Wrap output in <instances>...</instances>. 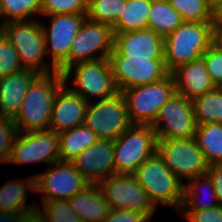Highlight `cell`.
<instances>
[{"label":"cell","instance_id":"1","mask_svg":"<svg viewBox=\"0 0 222 222\" xmlns=\"http://www.w3.org/2000/svg\"><path fill=\"white\" fill-rule=\"evenodd\" d=\"M64 83L63 73L58 71L34 79L13 118L18 132L49 130L55 95Z\"/></svg>","mask_w":222,"mask_h":222},{"label":"cell","instance_id":"2","mask_svg":"<svg viewBox=\"0 0 222 222\" xmlns=\"http://www.w3.org/2000/svg\"><path fill=\"white\" fill-rule=\"evenodd\" d=\"M212 45V22L183 21L164 37V61L171 73L179 66L199 59Z\"/></svg>","mask_w":222,"mask_h":222},{"label":"cell","instance_id":"3","mask_svg":"<svg viewBox=\"0 0 222 222\" xmlns=\"http://www.w3.org/2000/svg\"><path fill=\"white\" fill-rule=\"evenodd\" d=\"M151 202L180 210L184 198V182L166 166L157 152L146 159L133 173Z\"/></svg>","mask_w":222,"mask_h":222},{"label":"cell","instance_id":"4","mask_svg":"<svg viewBox=\"0 0 222 222\" xmlns=\"http://www.w3.org/2000/svg\"><path fill=\"white\" fill-rule=\"evenodd\" d=\"M0 30L16 49L24 69H32L39 74L57 71L51 63L44 62L47 52L39 19L11 21L1 25Z\"/></svg>","mask_w":222,"mask_h":222},{"label":"cell","instance_id":"5","mask_svg":"<svg viewBox=\"0 0 222 222\" xmlns=\"http://www.w3.org/2000/svg\"><path fill=\"white\" fill-rule=\"evenodd\" d=\"M63 78L65 83L68 81L72 84L69 88L73 92L88 102H91L92 97L98 98L99 101L113 97L119 92L114 83L109 59L73 64L63 72Z\"/></svg>","mask_w":222,"mask_h":222},{"label":"cell","instance_id":"6","mask_svg":"<svg viewBox=\"0 0 222 222\" xmlns=\"http://www.w3.org/2000/svg\"><path fill=\"white\" fill-rule=\"evenodd\" d=\"M157 151V137L151 125L132 124L114 141L116 174H133Z\"/></svg>","mask_w":222,"mask_h":222},{"label":"cell","instance_id":"7","mask_svg":"<svg viewBox=\"0 0 222 222\" xmlns=\"http://www.w3.org/2000/svg\"><path fill=\"white\" fill-rule=\"evenodd\" d=\"M127 103L132 124L152 125L160 108L176 93L171 74L147 85L131 87L121 92Z\"/></svg>","mask_w":222,"mask_h":222},{"label":"cell","instance_id":"8","mask_svg":"<svg viewBox=\"0 0 222 222\" xmlns=\"http://www.w3.org/2000/svg\"><path fill=\"white\" fill-rule=\"evenodd\" d=\"M113 44L112 26L85 19L71 44L68 59L57 71L63 73L68 67L79 62L109 59Z\"/></svg>","mask_w":222,"mask_h":222},{"label":"cell","instance_id":"9","mask_svg":"<svg viewBox=\"0 0 222 222\" xmlns=\"http://www.w3.org/2000/svg\"><path fill=\"white\" fill-rule=\"evenodd\" d=\"M157 154L182 182L207 174L209 163L195 138L157 139Z\"/></svg>","mask_w":222,"mask_h":222},{"label":"cell","instance_id":"10","mask_svg":"<svg viewBox=\"0 0 222 222\" xmlns=\"http://www.w3.org/2000/svg\"><path fill=\"white\" fill-rule=\"evenodd\" d=\"M96 102L88 103L84 123L99 139L115 141L132 125L125 97L118 92L113 97Z\"/></svg>","mask_w":222,"mask_h":222},{"label":"cell","instance_id":"11","mask_svg":"<svg viewBox=\"0 0 222 222\" xmlns=\"http://www.w3.org/2000/svg\"><path fill=\"white\" fill-rule=\"evenodd\" d=\"M157 139H188L195 135L193 101L175 93L159 110L151 125Z\"/></svg>","mask_w":222,"mask_h":222},{"label":"cell","instance_id":"12","mask_svg":"<svg viewBox=\"0 0 222 222\" xmlns=\"http://www.w3.org/2000/svg\"><path fill=\"white\" fill-rule=\"evenodd\" d=\"M52 165L46 172L34 175L35 192H41V201L69 200L90 185L70 161Z\"/></svg>","mask_w":222,"mask_h":222},{"label":"cell","instance_id":"13","mask_svg":"<svg viewBox=\"0 0 222 222\" xmlns=\"http://www.w3.org/2000/svg\"><path fill=\"white\" fill-rule=\"evenodd\" d=\"M101 192L111 209L145 212L151 219L156 207L133 174H115L102 180Z\"/></svg>","mask_w":222,"mask_h":222},{"label":"cell","instance_id":"14","mask_svg":"<svg viewBox=\"0 0 222 222\" xmlns=\"http://www.w3.org/2000/svg\"><path fill=\"white\" fill-rule=\"evenodd\" d=\"M109 62L119 92L131 87L156 83L170 74L164 60H145L110 54Z\"/></svg>","mask_w":222,"mask_h":222},{"label":"cell","instance_id":"15","mask_svg":"<svg viewBox=\"0 0 222 222\" xmlns=\"http://www.w3.org/2000/svg\"><path fill=\"white\" fill-rule=\"evenodd\" d=\"M61 161L58 133L51 130L18 132L7 163H45Z\"/></svg>","mask_w":222,"mask_h":222},{"label":"cell","instance_id":"16","mask_svg":"<svg viewBox=\"0 0 222 222\" xmlns=\"http://www.w3.org/2000/svg\"><path fill=\"white\" fill-rule=\"evenodd\" d=\"M47 17L51 20L49 27L41 21L46 52L51 57V64L58 69L68 59L71 44L86 15L57 14Z\"/></svg>","mask_w":222,"mask_h":222},{"label":"cell","instance_id":"17","mask_svg":"<svg viewBox=\"0 0 222 222\" xmlns=\"http://www.w3.org/2000/svg\"><path fill=\"white\" fill-rule=\"evenodd\" d=\"M90 184L116 174L114 140L99 139L70 161Z\"/></svg>","mask_w":222,"mask_h":222},{"label":"cell","instance_id":"18","mask_svg":"<svg viewBox=\"0 0 222 222\" xmlns=\"http://www.w3.org/2000/svg\"><path fill=\"white\" fill-rule=\"evenodd\" d=\"M111 54L145 60H164V38L149 28L114 33Z\"/></svg>","mask_w":222,"mask_h":222},{"label":"cell","instance_id":"19","mask_svg":"<svg viewBox=\"0 0 222 222\" xmlns=\"http://www.w3.org/2000/svg\"><path fill=\"white\" fill-rule=\"evenodd\" d=\"M67 83L57 91L52 109L49 130L60 133L85 122L88 101L73 92Z\"/></svg>","mask_w":222,"mask_h":222},{"label":"cell","instance_id":"20","mask_svg":"<svg viewBox=\"0 0 222 222\" xmlns=\"http://www.w3.org/2000/svg\"><path fill=\"white\" fill-rule=\"evenodd\" d=\"M35 191V176L5 183L0 188V222H8L33 216L38 206L26 204L27 191ZM36 204V205H35Z\"/></svg>","mask_w":222,"mask_h":222},{"label":"cell","instance_id":"21","mask_svg":"<svg viewBox=\"0 0 222 222\" xmlns=\"http://www.w3.org/2000/svg\"><path fill=\"white\" fill-rule=\"evenodd\" d=\"M170 74L174 80L176 93L192 101L216 88L203 57L177 67Z\"/></svg>","mask_w":222,"mask_h":222},{"label":"cell","instance_id":"22","mask_svg":"<svg viewBox=\"0 0 222 222\" xmlns=\"http://www.w3.org/2000/svg\"><path fill=\"white\" fill-rule=\"evenodd\" d=\"M38 75L32 69H23L0 78V116L14 118L17 115L27 90Z\"/></svg>","mask_w":222,"mask_h":222},{"label":"cell","instance_id":"23","mask_svg":"<svg viewBox=\"0 0 222 222\" xmlns=\"http://www.w3.org/2000/svg\"><path fill=\"white\" fill-rule=\"evenodd\" d=\"M68 202L82 222H103L111 209L98 184H90Z\"/></svg>","mask_w":222,"mask_h":222},{"label":"cell","instance_id":"24","mask_svg":"<svg viewBox=\"0 0 222 222\" xmlns=\"http://www.w3.org/2000/svg\"><path fill=\"white\" fill-rule=\"evenodd\" d=\"M185 181H188V185L184 184V198L179 211H199L219 206L212 179L208 174ZM207 190L210 202L202 201Z\"/></svg>","mask_w":222,"mask_h":222},{"label":"cell","instance_id":"25","mask_svg":"<svg viewBox=\"0 0 222 222\" xmlns=\"http://www.w3.org/2000/svg\"><path fill=\"white\" fill-rule=\"evenodd\" d=\"M61 161H71L82 151L95 144L99 138L85 123L58 133Z\"/></svg>","mask_w":222,"mask_h":222},{"label":"cell","instance_id":"26","mask_svg":"<svg viewBox=\"0 0 222 222\" xmlns=\"http://www.w3.org/2000/svg\"><path fill=\"white\" fill-rule=\"evenodd\" d=\"M195 141L209 163H222V123L197 125Z\"/></svg>","mask_w":222,"mask_h":222},{"label":"cell","instance_id":"27","mask_svg":"<svg viewBox=\"0 0 222 222\" xmlns=\"http://www.w3.org/2000/svg\"><path fill=\"white\" fill-rule=\"evenodd\" d=\"M152 0H127L123 14L113 26L114 33L148 28Z\"/></svg>","mask_w":222,"mask_h":222},{"label":"cell","instance_id":"28","mask_svg":"<svg viewBox=\"0 0 222 222\" xmlns=\"http://www.w3.org/2000/svg\"><path fill=\"white\" fill-rule=\"evenodd\" d=\"M182 22L180 14L173 9L168 0H152L148 19L149 29L164 38Z\"/></svg>","mask_w":222,"mask_h":222},{"label":"cell","instance_id":"29","mask_svg":"<svg viewBox=\"0 0 222 222\" xmlns=\"http://www.w3.org/2000/svg\"><path fill=\"white\" fill-rule=\"evenodd\" d=\"M197 125L222 123V88L216 87L193 100Z\"/></svg>","mask_w":222,"mask_h":222},{"label":"cell","instance_id":"30","mask_svg":"<svg viewBox=\"0 0 222 222\" xmlns=\"http://www.w3.org/2000/svg\"><path fill=\"white\" fill-rule=\"evenodd\" d=\"M41 5L42 0H0V26L11 21L33 20L36 15L41 16Z\"/></svg>","mask_w":222,"mask_h":222},{"label":"cell","instance_id":"31","mask_svg":"<svg viewBox=\"0 0 222 222\" xmlns=\"http://www.w3.org/2000/svg\"><path fill=\"white\" fill-rule=\"evenodd\" d=\"M127 0H88L86 19L96 23H105L114 26Z\"/></svg>","mask_w":222,"mask_h":222},{"label":"cell","instance_id":"32","mask_svg":"<svg viewBox=\"0 0 222 222\" xmlns=\"http://www.w3.org/2000/svg\"><path fill=\"white\" fill-rule=\"evenodd\" d=\"M182 21L213 22V9L203 0H168Z\"/></svg>","mask_w":222,"mask_h":222},{"label":"cell","instance_id":"33","mask_svg":"<svg viewBox=\"0 0 222 222\" xmlns=\"http://www.w3.org/2000/svg\"><path fill=\"white\" fill-rule=\"evenodd\" d=\"M41 206L43 210L38 206L36 215L43 222H82L68 200L42 201Z\"/></svg>","mask_w":222,"mask_h":222},{"label":"cell","instance_id":"34","mask_svg":"<svg viewBox=\"0 0 222 222\" xmlns=\"http://www.w3.org/2000/svg\"><path fill=\"white\" fill-rule=\"evenodd\" d=\"M88 0H42L41 16L87 13Z\"/></svg>","mask_w":222,"mask_h":222},{"label":"cell","instance_id":"35","mask_svg":"<svg viewBox=\"0 0 222 222\" xmlns=\"http://www.w3.org/2000/svg\"><path fill=\"white\" fill-rule=\"evenodd\" d=\"M23 69L24 67L20 62L16 49L0 30V78Z\"/></svg>","mask_w":222,"mask_h":222},{"label":"cell","instance_id":"36","mask_svg":"<svg viewBox=\"0 0 222 222\" xmlns=\"http://www.w3.org/2000/svg\"><path fill=\"white\" fill-rule=\"evenodd\" d=\"M18 134L13 118L0 116V162L7 163Z\"/></svg>","mask_w":222,"mask_h":222},{"label":"cell","instance_id":"37","mask_svg":"<svg viewBox=\"0 0 222 222\" xmlns=\"http://www.w3.org/2000/svg\"><path fill=\"white\" fill-rule=\"evenodd\" d=\"M202 57L213 84L222 88V50L212 44Z\"/></svg>","mask_w":222,"mask_h":222},{"label":"cell","instance_id":"38","mask_svg":"<svg viewBox=\"0 0 222 222\" xmlns=\"http://www.w3.org/2000/svg\"><path fill=\"white\" fill-rule=\"evenodd\" d=\"M103 222H151V218L136 210L110 209Z\"/></svg>","mask_w":222,"mask_h":222},{"label":"cell","instance_id":"39","mask_svg":"<svg viewBox=\"0 0 222 222\" xmlns=\"http://www.w3.org/2000/svg\"><path fill=\"white\" fill-rule=\"evenodd\" d=\"M185 222H222V206L199 211H180Z\"/></svg>","mask_w":222,"mask_h":222},{"label":"cell","instance_id":"40","mask_svg":"<svg viewBox=\"0 0 222 222\" xmlns=\"http://www.w3.org/2000/svg\"><path fill=\"white\" fill-rule=\"evenodd\" d=\"M207 174L212 179L218 204L222 206V163L210 165Z\"/></svg>","mask_w":222,"mask_h":222},{"label":"cell","instance_id":"41","mask_svg":"<svg viewBox=\"0 0 222 222\" xmlns=\"http://www.w3.org/2000/svg\"><path fill=\"white\" fill-rule=\"evenodd\" d=\"M212 44L222 50V20L212 22Z\"/></svg>","mask_w":222,"mask_h":222},{"label":"cell","instance_id":"42","mask_svg":"<svg viewBox=\"0 0 222 222\" xmlns=\"http://www.w3.org/2000/svg\"><path fill=\"white\" fill-rule=\"evenodd\" d=\"M213 20H222V0L218 6L213 10Z\"/></svg>","mask_w":222,"mask_h":222},{"label":"cell","instance_id":"43","mask_svg":"<svg viewBox=\"0 0 222 222\" xmlns=\"http://www.w3.org/2000/svg\"><path fill=\"white\" fill-rule=\"evenodd\" d=\"M8 222H43L36 214L27 218L17 219Z\"/></svg>","mask_w":222,"mask_h":222},{"label":"cell","instance_id":"44","mask_svg":"<svg viewBox=\"0 0 222 222\" xmlns=\"http://www.w3.org/2000/svg\"><path fill=\"white\" fill-rule=\"evenodd\" d=\"M213 10L218 6L221 0H203Z\"/></svg>","mask_w":222,"mask_h":222}]
</instances>
